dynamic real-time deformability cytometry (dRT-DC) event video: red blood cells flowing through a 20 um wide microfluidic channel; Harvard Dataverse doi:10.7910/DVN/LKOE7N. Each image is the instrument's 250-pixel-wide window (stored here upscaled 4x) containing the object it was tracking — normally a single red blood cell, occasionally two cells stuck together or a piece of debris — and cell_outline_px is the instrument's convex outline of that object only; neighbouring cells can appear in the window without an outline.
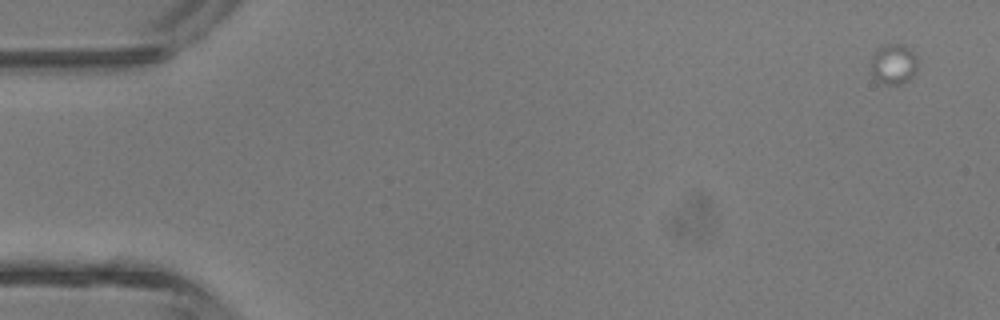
{"species": "common noctule bat (a hibernating species)", "species_latin": "Nyctalus noctula", "temperature_condition": "room temperature", "stored_images_in_passage": 6, "camera_frame_rate_fps": 3000, "um_per_image_px": 0.085, "animal": {"sex": "male", "body_mass_g": 13.3}, "frame": {"image": 1, "passage_image": 1, "time_ms": 0.0, "image_size_px": [1000, 320], "cell_outline_px": [[916, 72], [908, 80], [900, 84], [884, 84], [876, 80], [872, 76], [872, 56], [876, 48], [884, 44], [904, 44], [916, 56]], "centroid_in_image_um": [75.93, 5.44], "position_along_channel_um": 9.1, "area_um2": 10.98}}